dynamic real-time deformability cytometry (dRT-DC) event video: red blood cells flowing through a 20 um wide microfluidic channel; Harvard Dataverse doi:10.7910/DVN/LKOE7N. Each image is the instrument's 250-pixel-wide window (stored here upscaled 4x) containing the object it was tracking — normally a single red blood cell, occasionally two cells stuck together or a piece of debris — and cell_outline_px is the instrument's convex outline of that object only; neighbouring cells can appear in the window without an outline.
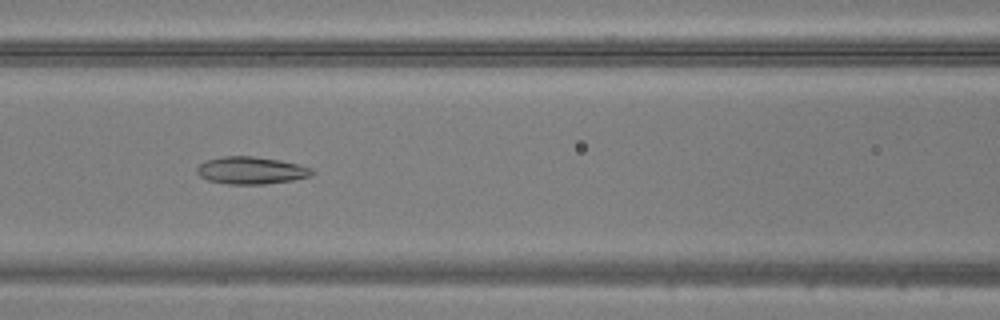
{"species": "common noctule bat (a hibernating species)", "species_latin": "Nyctalus noctula", "temperature_condition": "warm", "stored_images_in_passage": 38, "camera_frame_rate_fps": 3000, "um_per_image_px": 0.085, "animal": {"sex": "male", "body_mass_g": 20.5, "forearm_length_mm": 52.5}, "frame": {"image": 1, "passage_image": 10, "time_ms": 3.0, "image_size_px": [1000, 320], "cell_outline_px": [[316, 172], [312, 176], [292, 180], [264, 184], [228, 184], [208, 180], [200, 176], [196, 172], [196, 168], [204, 160], [224, 156], [252, 156], [280, 160], [312, 168]], "centroid_in_image_um": [21.34, 14.48], "position_along_channel_um": 145.3, "area_um2": 18.38}}
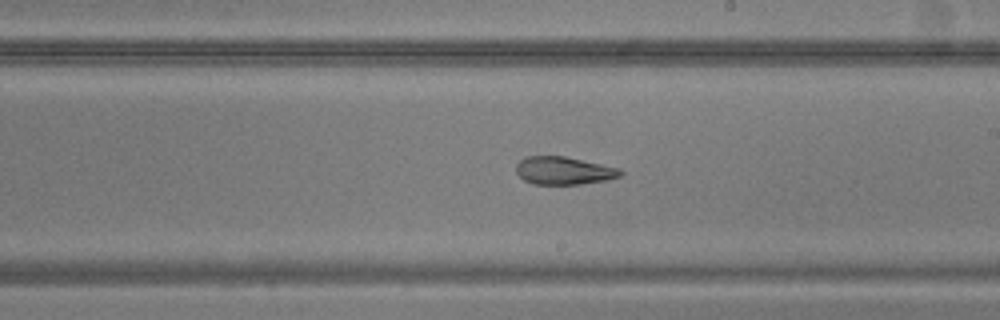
{"frame": {"image": 2, "passage_image": 17, "time_ms": 5.333, "image_size_px": [1000, 320], "cell_outline_px": [[624, 172], [620, 176], [608, 180], [580, 184], [532, 184], [524, 180], [516, 172], [516, 164], [524, 156], [564, 156], [620, 168]], "centroid_in_image_um": [47.92, 14.5], "position_along_channel_um": 241.1, "area_um2": 16.99}}
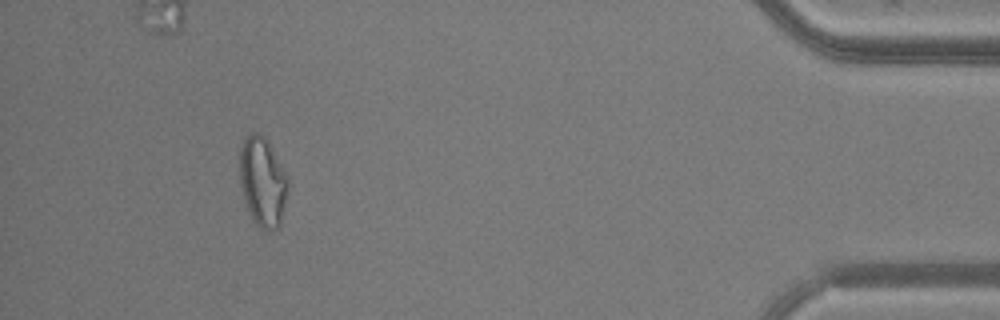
{"frame": {"image": 3, "passage_image": 34, "time_ms": 11.0, "image_size_px": [1000, 320], "cell_outline_px": [[288, 184], [284, 208], [280, 228], [272, 232], [260, 228], [252, 220], [244, 204], [240, 184], [240, 148], [244, 136], [248, 132], [260, 132], [268, 140], [288, 180]], "centroid_in_image_um": [22.29, 15.47], "position_along_channel_um": 412.9, "area_um2": 25.61}}